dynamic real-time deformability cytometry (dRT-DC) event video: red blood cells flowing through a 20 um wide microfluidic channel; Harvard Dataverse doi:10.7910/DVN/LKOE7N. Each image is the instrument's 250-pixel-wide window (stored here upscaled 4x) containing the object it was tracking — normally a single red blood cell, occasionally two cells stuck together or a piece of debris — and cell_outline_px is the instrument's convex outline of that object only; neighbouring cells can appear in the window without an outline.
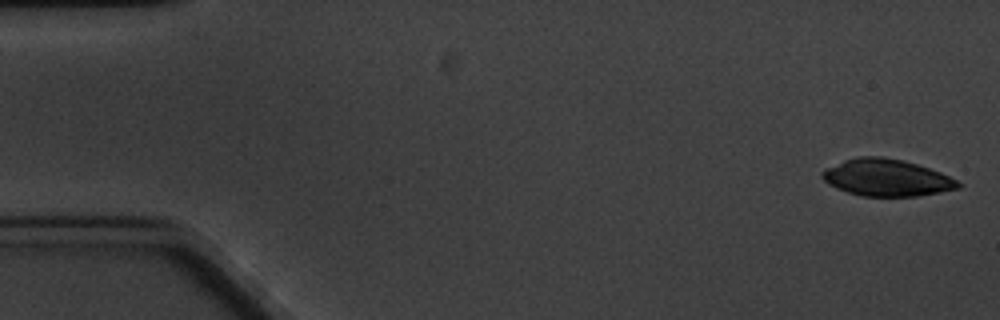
{"species": "common noctule bat (a hibernating species)", "species_latin": "Nyctalus noctula", "temperature_condition": "cold", "stored_images_in_passage": 6, "camera_frame_rate_fps": 3000, "um_per_image_px": 0.085, "animal": {"sex": "male", "body_mass_g": 20.1, "forearm_length_mm": 53.5}, "frame": {"image": 1, "passage_image": 1, "time_ms": 0.0, "image_size_px": [1000, 320], "cell_outline_px": [[964, 184], [960, 188], [940, 192], [916, 196], [860, 196], [836, 188], [828, 184], [820, 176], [820, 172], [824, 168], [844, 160], [860, 156], [880, 156], [904, 160], [940, 172]], "centroid_in_image_um": [75.33, 15.1], "position_along_channel_um": 9.7, "area_um2": 29.36}}